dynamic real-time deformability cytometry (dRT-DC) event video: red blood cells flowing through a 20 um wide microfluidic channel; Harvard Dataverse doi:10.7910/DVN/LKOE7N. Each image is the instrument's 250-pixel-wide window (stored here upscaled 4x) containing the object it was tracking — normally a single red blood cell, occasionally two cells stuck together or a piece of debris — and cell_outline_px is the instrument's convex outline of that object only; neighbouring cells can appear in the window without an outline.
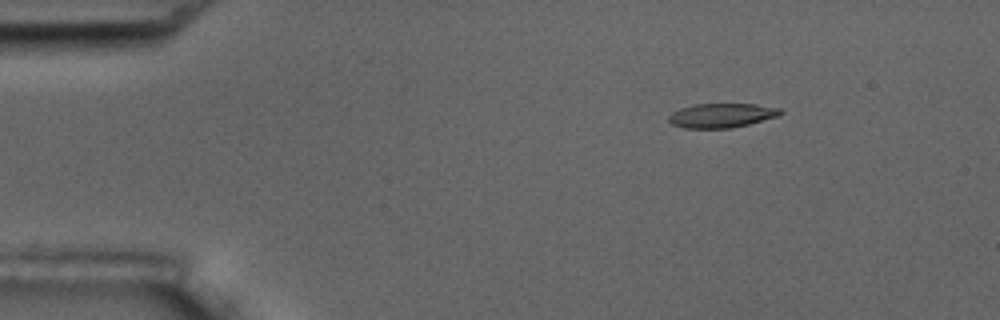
{"species": "common noctule bat (a hibernating species)", "species_latin": "Nyctalus noctula", "temperature_condition": "room temperature", "stored_images_in_passage": 8, "camera_frame_rate_fps": 3000, "um_per_image_px": 0.085, "animal": {"sex": "male", "body_mass_g": 17.5, "forearm_length_mm": 52.3}, "frame": {"image": 1, "passage_image": 3, "time_ms": 2.333, "image_size_px": [1000, 320], "cell_outline_px": [[784, 112], [780, 116], [732, 128], [684, 128], [672, 124], [668, 120], [668, 116], [672, 112], [680, 108], [692, 104], [756, 104], [780, 108]], "centroid_in_image_um": [61.35, 9.81], "position_along_channel_um": 23.7, "area_um2": 15.95}}
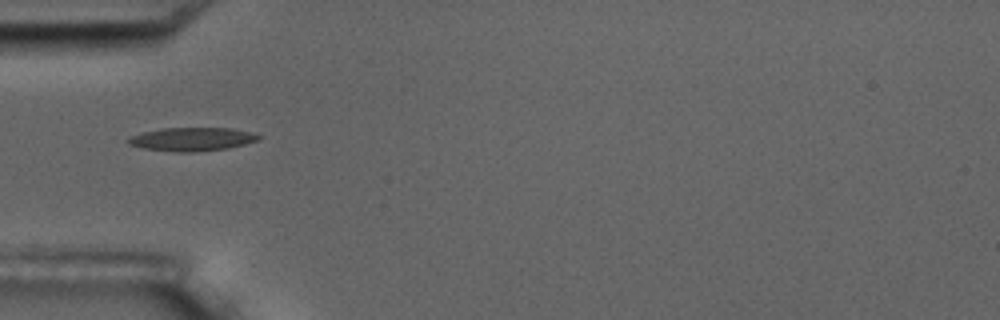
{"frame": {"image": 2, "passage_image": 6, "time_ms": 5.667, "image_size_px": [1000, 320], "cell_outline_px": [[260, 140], [228, 148], [196, 152], [176, 152], [144, 148], [128, 144], [124, 140], [140, 132], [160, 128], [232, 128], [248, 132], [260, 136]], "centroid_in_image_um": [16.27, 11.83], "position_along_channel_um": 68.7, "area_um2": 17.86}}